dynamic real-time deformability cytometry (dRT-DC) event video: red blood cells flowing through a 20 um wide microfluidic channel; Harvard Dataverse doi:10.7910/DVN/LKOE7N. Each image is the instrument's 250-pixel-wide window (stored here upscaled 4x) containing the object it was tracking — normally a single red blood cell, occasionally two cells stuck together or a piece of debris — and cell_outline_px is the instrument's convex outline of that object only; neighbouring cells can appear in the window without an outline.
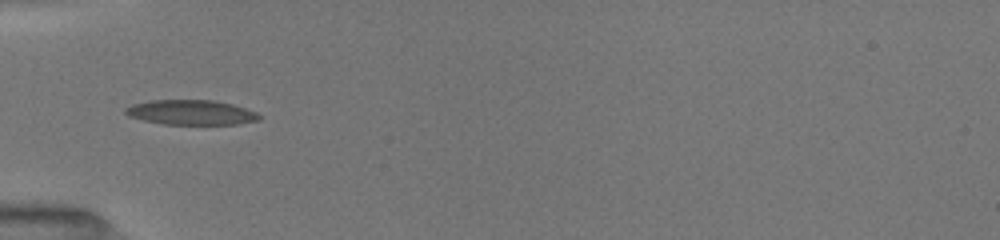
{"species": "common noctule bat (a hibernating species)", "species_latin": "Nyctalus noctula", "temperature_condition": "room temperature", "stored_images_in_passage": 17, "camera_frame_rate_fps": 3000, "um_per_image_px": 0.085, "animal": {"sex": "female", "body_mass_g": 19.5, "forearm_length_mm": 54.1}, "frame": {"image": 1, "passage_image": 1, "time_ms": 0.0, "image_size_px": [1000, 240], "cell_outline_px": [[260, 120], [236, 124], [164, 124], [144, 120], [128, 116], [124, 112], [124, 108], [132, 104], [152, 100], [212, 100], [232, 104], [256, 112], [260, 116]], "centroid_in_image_um": [16.21, 9.55], "position_along_channel_um": 68.8, "area_um2": 19.25}}
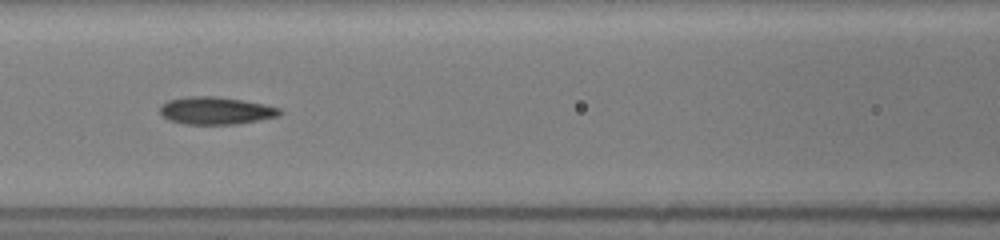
{"frame": {"image": 2, "passage_image": 11, "time_ms": 2.0, "image_size_px": [1000, 240], "cell_outline_px": [[284, 112], [280, 116], [236, 124], [184, 124], [168, 120], [160, 116], [160, 104], [168, 100], [188, 96], [216, 96], [264, 104], [280, 108]], "centroid_in_image_um": [18.32, 9.41], "position_along_channel_um": 148.3, "area_um2": 19.36}}
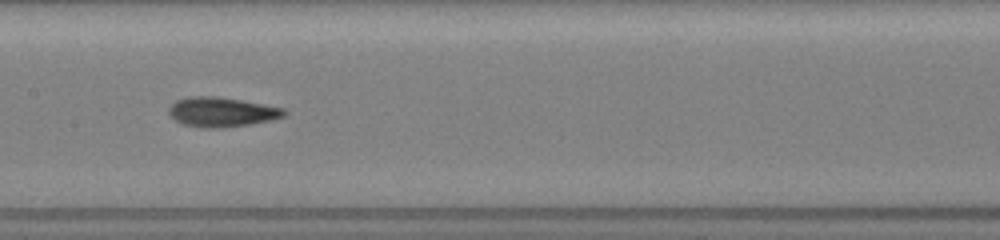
{"frame": {"image": 3, "passage_image": 16, "time_ms": 3.0, "image_size_px": [1000, 240], "cell_outline_px": [[288, 112], [284, 116], [268, 120], [248, 124], [220, 128], [200, 128], [184, 124], [176, 120], [168, 112], [168, 108], [176, 100], [188, 96], [216, 96], [240, 100], [284, 108]], "centroid_in_image_um": [18.81, 9.51], "position_along_channel_um": 188.6, "area_um2": 19.71}}